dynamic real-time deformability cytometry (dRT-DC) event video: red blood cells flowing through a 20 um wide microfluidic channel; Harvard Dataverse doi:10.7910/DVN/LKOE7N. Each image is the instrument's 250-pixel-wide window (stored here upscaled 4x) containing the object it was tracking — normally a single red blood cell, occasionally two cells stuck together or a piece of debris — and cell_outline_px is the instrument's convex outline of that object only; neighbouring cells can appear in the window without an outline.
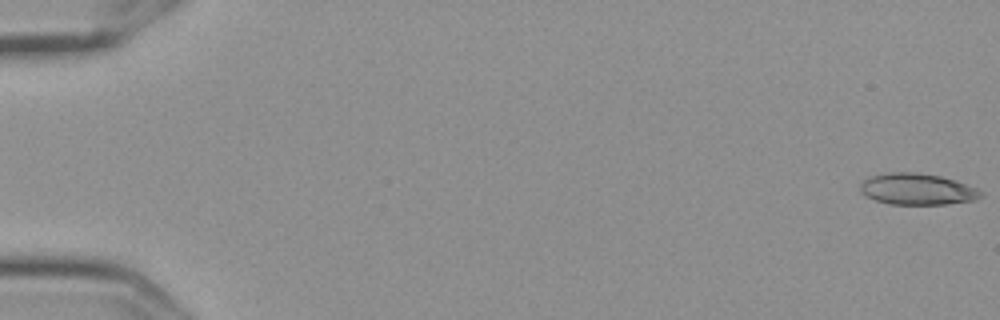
{"species": "Egyptian fruit bat (a non-hibernating species)", "species_latin": "Rousettus aegyptiacus", "temperature_condition": "cold", "stored_images_in_passage": 57, "camera_frame_rate_fps": 3000, "um_per_image_px": 0.085, "frame": {"image": 1, "passage_image": 1, "time_ms": 0.0, "image_size_px": [1000, 320], "cell_outline_px": [[984, 192], [976, 200], [948, 204], [892, 204], [876, 200], [864, 196], [860, 192], [860, 184], [868, 176], [888, 172], [916, 172], [940, 176], [956, 180], [976, 188]], "centroid_in_image_um": [77.94, 16.07], "position_along_channel_um": 7.1, "area_um2": 22.2}}
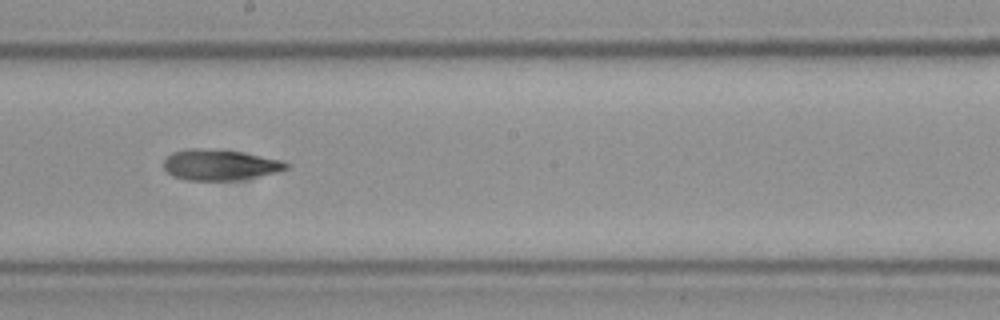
{"frame": {"image": 2, "passage_image": 33, "time_ms": 10.667, "image_size_px": [1000, 320], "cell_outline_px": [[288, 168], [276, 172], [236, 180], [184, 180], [172, 176], [164, 168], [164, 160], [172, 152], [184, 148], [208, 148], [240, 152], [280, 160], [288, 164]], "centroid_in_image_um": [18.61, 14.0], "position_along_channel_um": 229.6, "area_um2": 21.79}}
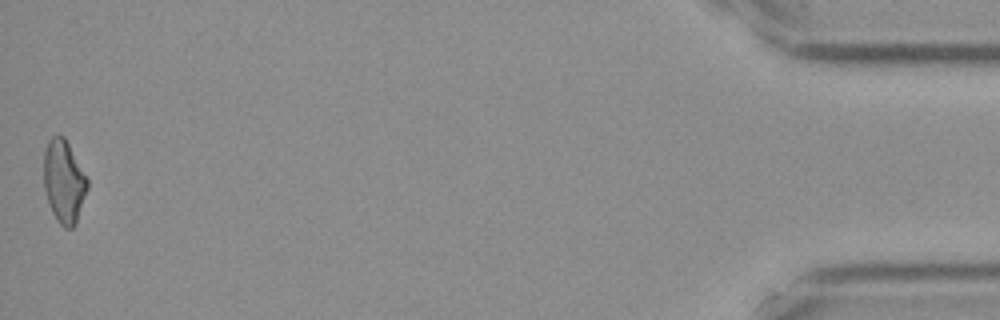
{"frame": {"image": 3, "passage_image": 57, "time_ms": 18.667, "image_size_px": [1000, 320], "cell_outline_px": [[88, 188], [76, 224], [72, 228], [64, 228], [56, 220], [52, 212], [44, 188], [44, 152], [48, 140], [56, 132], [64, 136], [88, 180]], "centroid_in_image_um": [5.42, 15.42], "position_along_channel_um": 429.8, "area_um2": 21.1}, "authors_computed_cell_mechanics": {"area_um2": 22.0218, "velocity_mm_per_s": 3.6061, "shape_relaxation_time_tau1_ms": null, "shape_relaxation_time_tau2_ms": 4.6842, "deformation_change_tau1": null, "deformation_change_tau2": 0.1398}}